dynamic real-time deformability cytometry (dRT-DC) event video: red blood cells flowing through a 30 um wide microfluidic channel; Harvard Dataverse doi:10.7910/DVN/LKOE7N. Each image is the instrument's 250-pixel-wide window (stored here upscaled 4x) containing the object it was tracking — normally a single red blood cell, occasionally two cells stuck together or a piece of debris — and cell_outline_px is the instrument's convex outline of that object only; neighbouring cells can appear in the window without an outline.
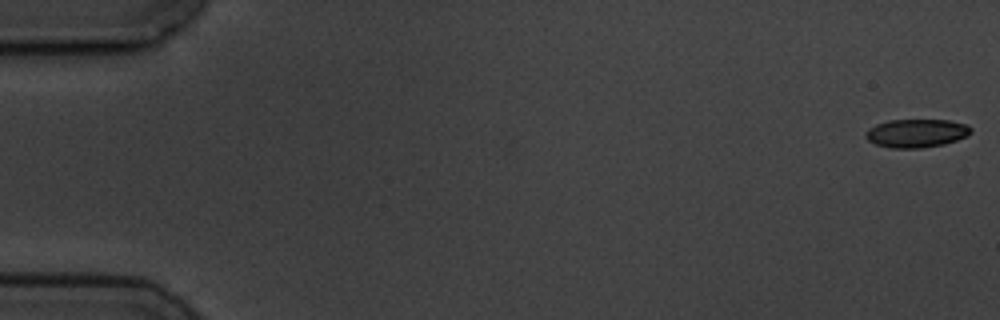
{"species": "common noctule bat (a hibernating species)", "species_latin": "Nyctalus noctula", "temperature_condition": "cold", "stored_images_in_passage": 6, "camera_frame_rate_fps": 3000, "um_per_image_px": 0.085, "animal": {"sex": "male", "body_mass_g": 19.5, "forearm_length_mm": 54.6}, "frame": {"image": 1, "passage_image": 1, "time_ms": 0.0, "image_size_px": [1000, 320], "cell_outline_px": [[972, 132], [968, 136], [944, 144], [920, 148], [888, 148], [876, 144], [868, 140], [864, 136], [864, 132], [868, 128], [876, 124], [888, 120], [948, 120], [968, 124], [972, 128]], "centroid_in_image_um": [77.89, 11.32], "position_along_channel_um": 7.1, "area_um2": 17.63}}
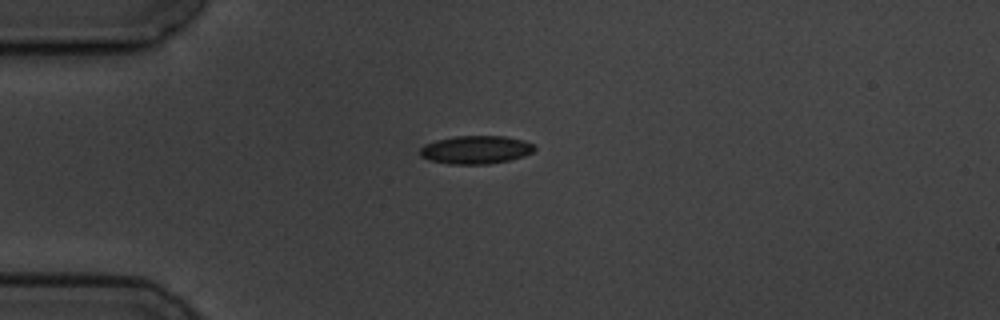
{"frame": {"image": 2, "passage_image": 5, "time_ms": 4.667, "image_size_px": [1000, 320], "cell_outline_px": [[536, 148], [532, 152], [524, 156], [508, 160], [488, 164], [448, 164], [432, 160], [420, 156], [420, 148], [424, 144], [436, 140], [456, 136], [504, 136], [524, 140], [532, 144]], "centroid_in_image_um": [40.44, 12.72], "position_along_channel_um": 44.6, "area_um2": 18.73}}